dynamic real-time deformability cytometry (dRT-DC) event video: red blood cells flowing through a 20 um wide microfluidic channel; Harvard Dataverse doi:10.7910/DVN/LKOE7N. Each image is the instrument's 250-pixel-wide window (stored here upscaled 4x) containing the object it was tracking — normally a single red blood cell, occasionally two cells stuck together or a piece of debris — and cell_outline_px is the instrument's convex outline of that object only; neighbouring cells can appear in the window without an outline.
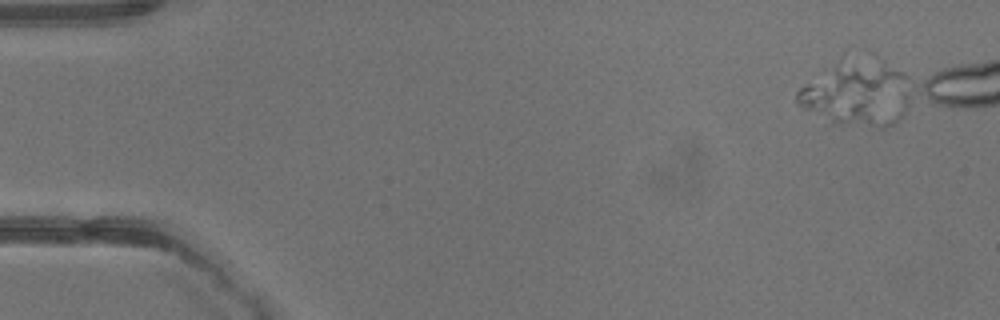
{"species": "common noctule bat (a hibernating species)", "species_latin": "Nyctalus noctula", "temperature_condition": "warm", "stored_images_in_passage": 29, "segment_of_instrument_passage": [1, 2], "camera_frame_rate_fps": 3000, "um_per_image_px": 0.085, "animal": {"sex": "male", "body_mass_g": 13.3}, "frame": {"image": 1, "passage_image": 1, "time_ms": 0.0, "image_size_px": [1000, 320], "cell_outline_px": [[908, 76], [900, 80], [828, 104], [808, 108], [804, 108], [796, 100], [796, 92], [800, 88], [840, 60], [868, 48]], "centroid_in_image_um": [72.14, 6.75], "position_along_channel_um": 12.9, "area_um2": 23.99}}
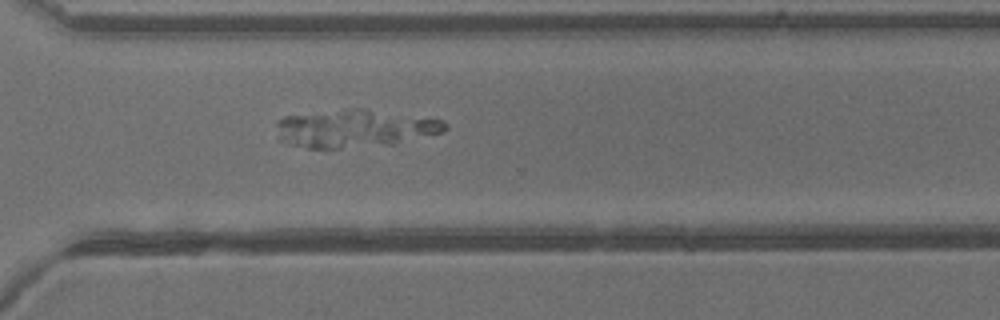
{"frame": {"image": 2, "passage_image": 28, "time_ms": 9.0, "image_size_px": [1000, 320], "cell_outline_px": [[448, 128], [444, 132], [392, 144], [336, 148], [308, 148], [280, 140], [276, 136], [276, 120], [284, 116], [352, 108], [364, 108], [444, 120], [448, 124]], "centroid_in_image_um": [30.15, 10.9], "position_along_channel_um": 340.4, "area_um2": 37.11}}